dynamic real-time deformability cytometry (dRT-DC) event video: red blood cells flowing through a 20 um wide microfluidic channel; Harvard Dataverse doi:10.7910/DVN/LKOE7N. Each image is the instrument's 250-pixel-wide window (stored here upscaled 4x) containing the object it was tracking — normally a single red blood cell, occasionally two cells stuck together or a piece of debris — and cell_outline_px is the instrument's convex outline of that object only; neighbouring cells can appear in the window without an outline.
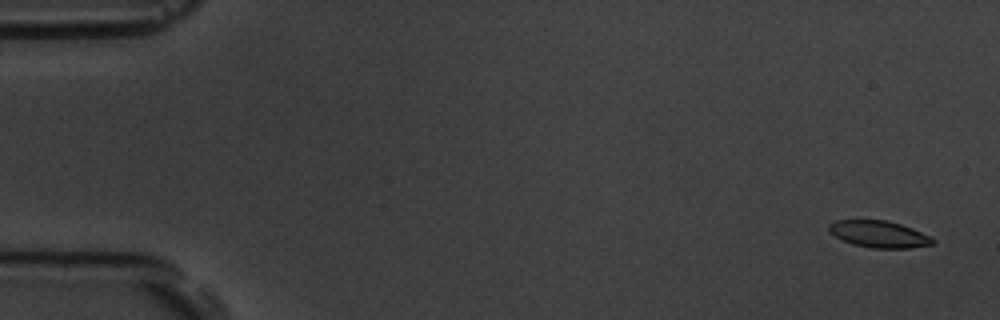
{"species": "common noctule bat (a hibernating species)", "species_latin": "Nyctalus noctula", "temperature_condition": "room temperature", "stored_images_in_passage": 5, "camera_frame_rate_fps": 3000, "um_per_image_px": 0.085, "animal": {"sex": "male", "body_mass_g": 19.5, "forearm_length_mm": 54.6}, "frame": {"image": 1, "passage_image": 1, "time_ms": 0.0, "image_size_px": [1000, 320], "cell_outline_px": [[936, 244], [912, 248], [872, 248], [852, 244], [836, 236], [828, 228], [828, 224], [836, 220], [888, 220], [912, 228], [932, 236], [936, 240]], "centroid_in_image_um": [74.79, 19.91], "position_along_channel_um": 10.2, "area_um2": 16.3}}